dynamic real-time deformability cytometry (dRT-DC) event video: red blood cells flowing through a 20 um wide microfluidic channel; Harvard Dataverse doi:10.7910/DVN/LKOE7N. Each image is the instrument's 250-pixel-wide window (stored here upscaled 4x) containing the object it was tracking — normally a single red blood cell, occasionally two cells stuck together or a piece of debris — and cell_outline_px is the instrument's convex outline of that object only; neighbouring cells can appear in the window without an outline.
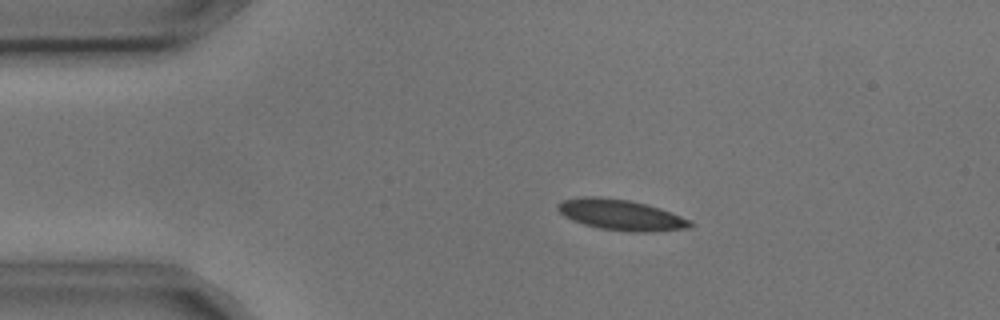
{"species": "common noctule bat (a hibernating species)", "species_latin": "Nyctalus noctula", "temperature_condition": "cold", "stored_images_in_passage": 5, "camera_frame_rate_fps": 3000, "um_per_image_px": 0.085, "animal": {"sex": "male", "body_mass_g": 17.9, "forearm_length_mm": 54.2}, "frame": {"image": 1, "passage_image": 3, "time_ms": 0.667, "image_size_px": [1000, 320], "cell_outline_px": [[696, 224], [692, 228], [656, 232], [628, 232], [600, 228], [584, 224], [572, 220], [564, 216], [556, 208], [556, 204], [564, 200], [580, 196], [600, 196], [628, 200], [660, 208], [692, 220]], "centroid_in_image_um": [52.82, 18.27], "position_along_channel_um": 32.2, "area_um2": 24.04}}